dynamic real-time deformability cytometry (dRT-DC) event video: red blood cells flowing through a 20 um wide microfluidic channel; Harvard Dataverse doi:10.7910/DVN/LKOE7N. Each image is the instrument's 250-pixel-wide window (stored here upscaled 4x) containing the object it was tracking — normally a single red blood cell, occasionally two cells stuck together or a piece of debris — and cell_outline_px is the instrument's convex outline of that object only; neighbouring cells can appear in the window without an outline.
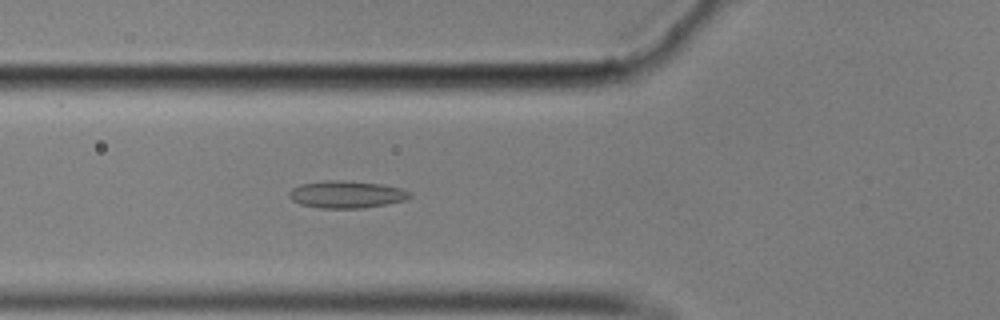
{"species": "common noctule bat (a hibernating species)", "species_latin": "Nyctalus noctula", "temperature_condition": "cold", "stored_images_in_passage": 44, "camera_frame_rate_fps": 3000, "um_per_image_px": 0.085, "animal": {"sex": "male", "body_mass_g": 17.9}, "frame": {"image": 1, "passage_image": 8, "time_ms": 2.333, "image_size_px": [1000, 320], "cell_outline_px": [[412, 196], [404, 200], [384, 204], [360, 208], [320, 208], [300, 204], [292, 200], [288, 196], [288, 192], [292, 188], [300, 184], [328, 180], [340, 180], [380, 184], [400, 188], [412, 192]], "centroid_in_image_um": [29.42, 16.52], "position_along_channel_um": 96.4, "area_um2": 19.02}}
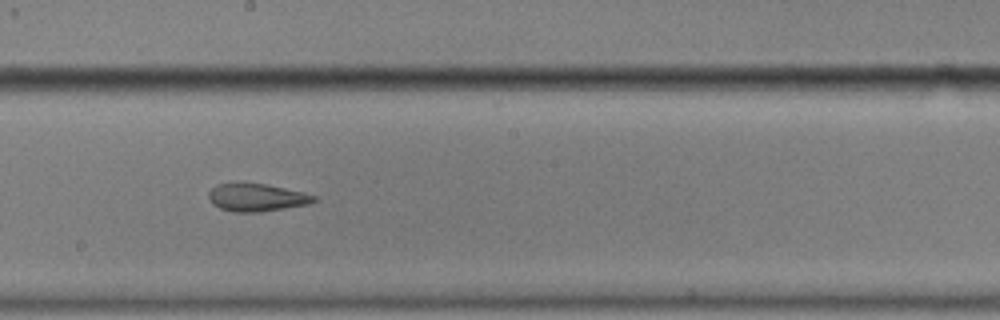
{"frame": {"image": 2, "passage_image": 19, "time_ms": 6.0, "image_size_px": [1000, 320], "cell_outline_px": [[316, 200], [308, 204], [260, 212], [232, 212], [220, 208], [212, 204], [208, 196], [208, 192], [216, 184], [240, 180], [264, 184], [304, 192], [316, 196]], "centroid_in_image_um": [21.74, 16.75], "position_along_channel_um": 226.5, "area_um2": 17.46}}
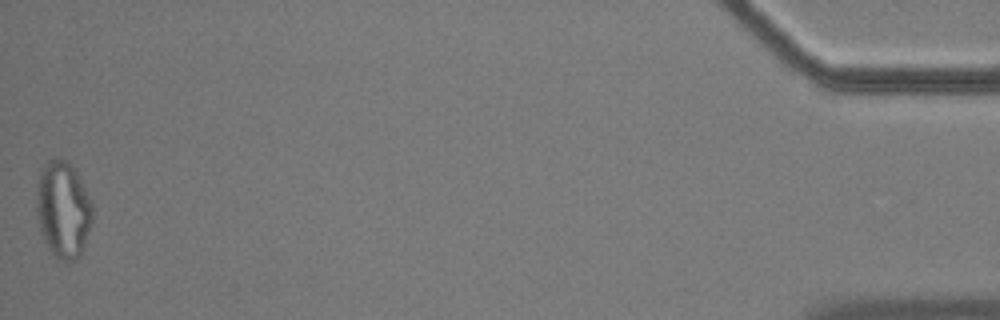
{"frame": {"image": 3, "passage_image": 44, "time_ms": 14.333, "image_size_px": [1000, 320], "cell_outline_px": [[92, 224], [84, 248], [80, 256], [76, 260], [68, 264], [56, 260], [52, 256], [40, 232], [36, 216], [36, 192], [40, 172], [48, 160], [56, 156], [68, 160], [76, 168], [92, 200]], "centroid_in_image_um": [5.38, 17.84], "position_along_channel_um": 429.8, "area_um2": 32.89}, "authors_computed_cell_mechanics": {"area_um2": 19.1607, "velocity_mm_per_s": 3.5341, "shape_relaxation_time_tau1_ms": null, "shape_relaxation_time_tau2_ms": 3.0771, "deformation_change_tau1": null, "deformation_change_tau2": 0.0993}}